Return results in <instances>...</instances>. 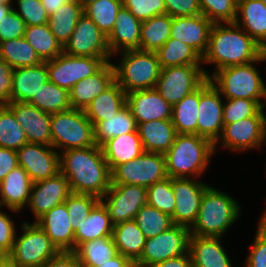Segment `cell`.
Returning <instances> with one entry per match:
<instances>
[{"label": "cell", "instance_id": "37", "mask_svg": "<svg viewBox=\"0 0 266 267\" xmlns=\"http://www.w3.org/2000/svg\"><path fill=\"white\" fill-rule=\"evenodd\" d=\"M74 252L83 267L104 265L107 260L119 254L112 236L83 242Z\"/></svg>", "mask_w": 266, "mask_h": 267}, {"label": "cell", "instance_id": "64", "mask_svg": "<svg viewBox=\"0 0 266 267\" xmlns=\"http://www.w3.org/2000/svg\"><path fill=\"white\" fill-rule=\"evenodd\" d=\"M13 8V5L0 4V20L7 16Z\"/></svg>", "mask_w": 266, "mask_h": 267}, {"label": "cell", "instance_id": "10", "mask_svg": "<svg viewBox=\"0 0 266 267\" xmlns=\"http://www.w3.org/2000/svg\"><path fill=\"white\" fill-rule=\"evenodd\" d=\"M167 177L164 154L144 151L134 160L117 165L111 171V184L149 187Z\"/></svg>", "mask_w": 266, "mask_h": 267}, {"label": "cell", "instance_id": "12", "mask_svg": "<svg viewBox=\"0 0 266 267\" xmlns=\"http://www.w3.org/2000/svg\"><path fill=\"white\" fill-rule=\"evenodd\" d=\"M218 142L222 148L233 152L262 148L266 142V115H254L224 124L222 134L214 144L215 153Z\"/></svg>", "mask_w": 266, "mask_h": 267}, {"label": "cell", "instance_id": "40", "mask_svg": "<svg viewBox=\"0 0 266 267\" xmlns=\"http://www.w3.org/2000/svg\"><path fill=\"white\" fill-rule=\"evenodd\" d=\"M83 12L107 37L114 28L122 0H82Z\"/></svg>", "mask_w": 266, "mask_h": 267}, {"label": "cell", "instance_id": "28", "mask_svg": "<svg viewBox=\"0 0 266 267\" xmlns=\"http://www.w3.org/2000/svg\"><path fill=\"white\" fill-rule=\"evenodd\" d=\"M48 80L47 61L32 67L14 69L10 102L28 103Z\"/></svg>", "mask_w": 266, "mask_h": 267}, {"label": "cell", "instance_id": "20", "mask_svg": "<svg viewBox=\"0 0 266 267\" xmlns=\"http://www.w3.org/2000/svg\"><path fill=\"white\" fill-rule=\"evenodd\" d=\"M7 106L24 129L28 143L52 146L51 114L27 102H10Z\"/></svg>", "mask_w": 266, "mask_h": 267}, {"label": "cell", "instance_id": "49", "mask_svg": "<svg viewBox=\"0 0 266 267\" xmlns=\"http://www.w3.org/2000/svg\"><path fill=\"white\" fill-rule=\"evenodd\" d=\"M223 104V123L231 124L254 115H265L264 108L254 100L226 99Z\"/></svg>", "mask_w": 266, "mask_h": 267}, {"label": "cell", "instance_id": "60", "mask_svg": "<svg viewBox=\"0 0 266 267\" xmlns=\"http://www.w3.org/2000/svg\"><path fill=\"white\" fill-rule=\"evenodd\" d=\"M150 267H193L189 252L185 255L170 258L160 263L153 264Z\"/></svg>", "mask_w": 266, "mask_h": 267}, {"label": "cell", "instance_id": "56", "mask_svg": "<svg viewBox=\"0 0 266 267\" xmlns=\"http://www.w3.org/2000/svg\"><path fill=\"white\" fill-rule=\"evenodd\" d=\"M166 14L170 17H185L202 14L198 0H164Z\"/></svg>", "mask_w": 266, "mask_h": 267}, {"label": "cell", "instance_id": "4", "mask_svg": "<svg viewBox=\"0 0 266 267\" xmlns=\"http://www.w3.org/2000/svg\"><path fill=\"white\" fill-rule=\"evenodd\" d=\"M241 211L237 200L209 185L202 196L198 216L190 228V234L223 237L239 219Z\"/></svg>", "mask_w": 266, "mask_h": 267}, {"label": "cell", "instance_id": "51", "mask_svg": "<svg viewBox=\"0 0 266 267\" xmlns=\"http://www.w3.org/2000/svg\"><path fill=\"white\" fill-rule=\"evenodd\" d=\"M122 4L141 22L166 14L164 0H122Z\"/></svg>", "mask_w": 266, "mask_h": 267}, {"label": "cell", "instance_id": "61", "mask_svg": "<svg viewBox=\"0 0 266 267\" xmlns=\"http://www.w3.org/2000/svg\"><path fill=\"white\" fill-rule=\"evenodd\" d=\"M97 267H135V265L127 257L123 256L122 254H118L115 257L107 260L104 265H100Z\"/></svg>", "mask_w": 266, "mask_h": 267}, {"label": "cell", "instance_id": "11", "mask_svg": "<svg viewBox=\"0 0 266 267\" xmlns=\"http://www.w3.org/2000/svg\"><path fill=\"white\" fill-rule=\"evenodd\" d=\"M190 228L173 224L159 235L146 239L141 257L135 267H150L170 258L188 253Z\"/></svg>", "mask_w": 266, "mask_h": 267}, {"label": "cell", "instance_id": "23", "mask_svg": "<svg viewBox=\"0 0 266 267\" xmlns=\"http://www.w3.org/2000/svg\"><path fill=\"white\" fill-rule=\"evenodd\" d=\"M115 81L112 61L106 62L96 73L76 83L69 90L71 107L77 110L85 108Z\"/></svg>", "mask_w": 266, "mask_h": 267}, {"label": "cell", "instance_id": "14", "mask_svg": "<svg viewBox=\"0 0 266 267\" xmlns=\"http://www.w3.org/2000/svg\"><path fill=\"white\" fill-rule=\"evenodd\" d=\"M100 201L107 208L113 225L134 220L147 204V187L135 184H111Z\"/></svg>", "mask_w": 266, "mask_h": 267}, {"label": "cell", "instance_id": "25", "mask_svg": "<svg viewBox=\"0 0 266 267\" xmlns=\"http://www.w3.org/2000/svg\"><path fill=\"white\" fill-rule=\"evenodd\" d=\"M142 22L128 9L122 7L116 17L114 28L107 36V44L113 57L129 50H140Z\"/></svg>", "mask_w": 266, "mask_h": 267}, {"label": "cell", "instance_id": "54", "mask_svg": "<svg viewBox=\"0 0 266 267\" xmlns=\"http://www.w3.org/2000/svg\"><path fill=\"white\" fill-rule=\"evenodd\" d=\"M16 226L13 218L1 211L0 207V255H9L16 236Z\"/></svg>", "mask_w": 266, "mask_h": 267}, {"label": "cell", "instance_id": "5", "mask_svg": "<svg viewBox=\"0 0 266 267\" xmlns=\"http://www.w3.org/2000/svg\"><path fill=\"white\" fill-rule=\"evenodd\" d=\"M255 63L234 65L222 68L209 75L208 80L221 93L224 99L244 98L257 101L266 107V83L257 70Z\"/></svg>", "mask_w": 266, "mask_h": 267}, {"label": "cell", "instance_id": "63", "mask_svg": "<svg viewBox=\"0 0 266 267\" xmlns=\"http://www.w3.org/2000/svg\"><path fill=\"white\" fill-rule=\"evenodd\" d=\"M0 267H19L9 255H0Z\"/></svg>", "mask_w": 266, "mask_h": 267}, {"label": "cell", "instance_id": "36", "mask_svg": "<svg viewBox=\"0 0 266 267\" xmlns=\"http://www.w3.org/2000/svg\"><path fill=\"white\" fill-rule=\"evenodd\" d=\"M137 127L136 119L132 115L129 107L125 105L117 114L107 120L100 121L94 126L95 143L101 147L106 141L112 138L137 131Z\"/></svg>", "mask_w": 266, "mask_h": 267}, {"label": "cell", "instance_id": "68", "mask_svg": "<svg viewBox=\"0 0 266 267\" xmlns=\"http://www.w3.org/2000/svg\"><path fill=\"white\" fill-rule=\"evenodd\" d=\"M266 235V226H257Z\"/></svg>", "mask_w": 266, "mask_h": 267}, {"label": "cell", "instance_id": "43", "mask_svg": "<svg viewBox=\"0 0 266 267\" xmlns=\"http://www.w3.org/2000/svg\"><path fill=\"white\" fill-rule=\"evenodd\" d=\"M156 54L162 68L202 64V57L194 49L173 38H169Z\"/></svg>", "mask_w": 266, "mask_h": 267}, {"label": "cell", "instance_id": "41", "mask_svg": "<svg viewBox=\"0 0 266 267\" xmlns=\"http://www.w3.org/2000/svg\"><path fill=\"white\" fill-rule=\"evenodd\" d=\"M24 38L43 62L52 60L63 52V47L52 34L48 24L26 26Z\"/></svg>", "mask_w": 266, "mask_h": 267}, {"label": "cell", "instance_id": "21", "mask_svg": "<svg viewBox=\"0 0 266 267\" xmlns=\"http://www.w3.org/2000/svg\"><path fill=\"white\" fill-rule=\"evenodd\" d=\"M126 105L136 119L137 124L171 119L172 116V106L155 88L127 93Z\"/></svg>", "mask_w": 266, "mask_h": 267}, {"label": "cell", "instance_id": "29", "mask_svg": "<svg viewBox=\"0 0 266 267\" xmlns=\"http://www.w3.org/2000/svg\"><path fill=\"white\" fill-rule=\"evenodd\" d=\"M113 226L107 208L99 201L86 218L73 226L74 250L83 242L112 236Z\"/></svg>", "mask_w": 266, "mask_h": 267}, {"label": "cell", "instance_id": "39", "mask_svg": "<svg viewBox=\"0 0 266 267\" xmlns=\"http://www.w3.org/2000/svg\"><path fill=\"white\" fill-rule=\"evenodd\" d=\"M200 87L172 106L171 121L177 134L197 135Z\"/></svg>", "mask_w": 266, "mask_h": 267}, {"label": "cell", "instance_id": "34", "mask_svg": "<svg viewBox=\"0 0 266 267\" xmlns=\"http://www.w3.org/2000/svg\"><path fill=\"white\" fill-rule=\"evenodd\" d=\"M84 14L82 0H70L48 16V26L62 47L68 42L79 18Z\"/></svg>", "mask_w": 266, "mask_h": 267}, {"label": "cell", "instance_id": "69", "mask_svg": "<svg viewBox=\"0 0 266 267\" xmlns=\"http://www.w3.org/2000/svg\"><path fill=\"white\" fill-rule=\"evenodd\" d=\"M261 1L266 6V0H261Z\"/></svg>", "mask_w": 266, "mask_h": 267}, {"label": "cell", "instance_id": "50", "mask_svg": "<svg viewBox=\"0 0 266 267\" xmlns=\"http://www.w3.org/2000/svg\"><path fill=\"white\" fill-rule=\"evenodd\" d=\"M100 201L94 195L71 193L65 200L69 213V222L73 228L76 223H80L86 218L93 207Z\"/></svg>", "mask_w": 266, "mask_h": 267}, {"label": "cell", "instance_id": "32", "mask_svg": "<svg viewBox=\"0 0 266 267\" xmlns=\"http://www.w3.org/2000/svg\"><path fill=\"white\" fill-rule=\"evenodd\" d=\"M101 149L111 171L117 165L134 160L144 152L138 131L112 138Z\"/></svg>", "mask_w": 266, "mask_h": 267}, {"label": "cell", "instance_id": "27", "mask_svg": "<svg viewBox=\"0 0 266 267\" xmlns=\"http://www.w3.org/2000/svg\"><path fill=\"white\" fill-rule=\"evenodd\" d=\"M32 181L27 172L17 166L10 171L0 182V207L9 209V211L21 212L29 200Z\"/></svg>", "mask_w": 266, "mask_h": 267}, {"label": "cell", "instance_id": "17", "mask_svg": "<svg viewBox=\"0 0 266 267\" xmlns=\"http://www.w3.org/2000/svg\"><path fill=\"white\" fill-rule=\"evenodd\" d=\"M221 93L207 79L200 86L197 135L217 142L223 131V104Z\"/></svg>", "mask_w": 266, "mask_h": 267}, {"label": "cell", "instance_id": "8", "mask_svg": "<svg viewBox=\"0 0 266 267\" xmlns=\"http://www.w3.org/2000/svg\"><path fill=\"white\" fill-rule=\"evenodd\" d=\"M20 236H15L9 256L19 267H43L59 250L47 234L35 223L21 224Z\"/></svg>", "mask_w": 266, "mask_h": 267}, {"label": "cell", "instance_id": "30", "mask_svg": "<svg viewBox=\"0 0 266 267\" xmlns=\"http://www.w3.org/2000/svg\"><path fill=\"white\" fill-rule=\"evenodd\" d=\"M137 131L145 152L162 154L170 149L177 135L171 119L140 123Z\"/></svg>", "mask_w": 266, "mask_h": 267}, {"label": "cell", "instance_id": "42", "mask_svg": "<svg viewBox=\"0 0 266 267\" xmlns=\"http://www.w3.org/2000/svg\"><path fill=\"white\" fill-rule=\"evenodd\" d=\"M0 58L14 69L32 67L43 62L24 37L0 42Z\"/></svg>", "mask_w": 266, "mask_h": 267}, {"label": "cell", "instance_id": "53", "mask_svg": "<svg viewBox=\"0 0 266 267\" xmlns=\"http://www.w3.org/2000/svg\"><path fill=\"white\" fill-rule=\"evenodd\" d=\"M24 20L14 11L0 20V42L24 37Z\"/></svg>", "mask_w": 266, "mask_h": 267}, {"label": "cell", "instance_id": "35", "mask_svg": "<svg viewBox=\"0 0 266 267\" xmlns=\"http://www.w3.org/2000/svg\"><path fill=\"white\" fill-rule=\"evenodd\" d=\"M112 237L119 254L133 263L141 257L146 237L134 220L114 225Z\"/></svg>", "mask_w": 266, "mask_h": 267}, {"label": "cell", "instance_id": "33", "mask_svg": "<svg viewBox=\"0 0 266 267\" xmlns=\"http://www.w3.org/2000/svg\"><path fill=\"white\" fill-rule=\"evenodd\" d=\"M126 105V93L114 81L85 108L84 113L95 126L114 116Z\"/></svg>", "mask_w": 266, "mask_h": 267}, {"label": "cell", "instance_id": "58", "mask_svg": "<svg viewBox=\"0 0 266 267\" xmlns=\"http://www.w3.org/2000/svg\"><path fill=\"white\" fill-rule=\"evenodd\" d=\"M43 267H83L74 251H59Z\"/></svg>", "mask_w": 266, "mask_h": 267}, {"label": "cell", "instance_id": "9", "mask_svg": "<svg viewBox=\"0 0 266 267\" xmlns=\"http://www.w3.org/2000/svg\"><path fill=\"white\" fill-rule=\"evenodd\" d=\"M202 65H181L161 69L155 89L174 106L198 89L209 77Z\"/></svg>", "mask_w": 266, "mask_h": 267}, {"label": "cell", "instance_id": "16", "mask_svg": "<svg viewBox=\"0 0 266 267\" xmlns=\"http://www.w3.org/2000/svg\"><path fill=\"white\" fill-rule=\"evenodd\" d=\"M209 185L195 178H172L175 208L172 223L191 228L196 222L201 199Z\"/></svg>", "mask_w": 266, "mask_h": 267}, {"label": "cell", "instance_id": "7", "mask_svg": "<svg viewBox=\"0 0 266 267\" xmlns=\"http://www.w3.org/2000/svg\"><path fill=\"white\" fill-rule=\"evenodd\" d=\"M50 130L52 146L61 149L86 148L96 145L94 125L83 110H69L51 114Z\"/></svg>", "mask_w": 266, "mask_h": 267}, {"label": "cell", "instance_id": "67", "mask_svg": "<svg viewBox=\"0 0 266 267\" xmlns=\"http://www.w3.org/2000/svg\"><path fill=\"white\" fill-rule=\"evenodd\" d=\"M13 0H0V4H5V5H12Z\"/></svg>", "mask_w": 266, "mask_h": 267}, {"label": "cell", "instance_id": "46", "mask_svg": "<svg viewBox=\"0 0 266 267\" xmlns=\"http://www.w3.org/2000/svg\"><path fill=\"white\" fill-rule=\"evenodd\" d=\"M134 221L146 239L159 235L173 225L169 215L148 204L141 207Z\"/></svg>", "mask_w": 266, "mask_h": 267}, {"label": "cell", "instance_id": "45", "mask_svg": "<svg viewBox=\"0 0 266 267\" xmlns=\"http://www.w3.org/2000/svg\"><path fill=\"white\" fill-rule=\"evenodd\" d=\"M28 143L24 129L8 106H0V147L17 151Z\"/></svg>", "mask_w": 266, "mask_h": 267}, {"label": "cell", "instance_id": "31", "mask_svg": "<svg viewBox=\"0 0 266 267\" xmlns=\"http://www.w3.org/2000/svg\"><path fill=\"white\" fill-rule=\"evenodd\" d=\"M235 23L259 45H266V6L261 0L238 2Z\"/></svg>", "mask_w": 266, "mask_h": 267}, {"label": "cell", "instance_id": "47", "mask_svg": "<svg viewBox=\"0 0 266 267\" xmlns=\"http://www.w3.org/2000/svg\"><path fill=\"white\" fill-rule=\"evenodd\" d=\"M202 15L214 23H235L238 2L236 0H198Z\"/></svg>", "mask_w": 266, "mask_h": 267}, {"label": "cell", "instance_id": "6", "mask_svg": "<svg viewBox=\"0 0 266 267\" xmlns=\"http://www.w3.org/2000/svg\"><path fill=\"white\" fill-rule=\"evenodd\" d=\"M120 53V63H113V67L115 81L123 91L127 94L154 89L162 69L156 52L129 50Z\"/></svg>", "mask_w": 266, "mask_h": 267}, {"label": "cell", "instance_id": "18", "mask_svg": "<svg viewBox=\"0 0 266 267\" xmlns=\"http://www.w3.org/2000/svg\"><path fill=\"white\" fill-rule=\"evenodd\" d=\"M53 146L26 143L17 150L18 165L32 183L56 176L60 172V155Z\"/></svg>", "mask_w": 266, "mask_h": 267}, {"label": "cell", "instance_id": "2", "mask_svg": "<svg viewBox=\"0 0 266 267\" xmlns=\"http://www.w3.org/2000/svg\"><path fill=\"white\" fill-rule=\"evenodd\" d=\"M259 50L260 46L236 23H214L202 64H215L214 71L248 64L258 60Z\"/></svg>", "mask_w": 266, "mask_h": 267}, {"label": "cell", "instance_id": "19", "mask_svg": "<svg viewBox=\"0 0 266 267\" xmlns=\"http://www.w3.org/2000/svg\"><path fill=\"white\" fill-rule=\"evenodd\" d=\"M67 178L59 172L56 176L32 183L28 206L36 221L53 207L65 202L71 194Z\"/></svg>", "mask_w": 266, "mask_h": 267}, {"label": "cell", "instance_id": "52", "mask_svg": "<svg viewBox=\"0 0 266 267\" xmlns=\"http://www.w3.org/2000/svg\"><path fill=\"white\" fill-rule=\"evenodd\" d=\"M14 11L24 20L26 26L48 24V15L41 0H17Z\"/></svg>", "mask_w": 266, "mask_h": 267}, {"label": "cell", "instance_id": "22", "mask_svg": "<svg viewBox=\"0 0 266 267\" xmlns=\"http://www.w3.org/2000/svg\"><path fill=\"white\" fill-rule=\"evenodd\" d=\"M212 25L213 23L202 14L174 17L170 38L189 45L202 57L207 50Z\"/></svg>", "mask_w": 266, "mask_h": 267}, {"label": "cell", "instance_id": "44", "mask_svg": "<svg viewBox=\"0 0 266 267\" xmlns=\"http://www.w3.org/2000/svg\"><path fill=\"white\" fill-rule=\"evenodd\" d=\"M28 103L49 114L63 112L72 108L69 91L49 80L41 85L36 96H33Z\"/></svg>", "mask_w": 266, "mask_h": 267}, {"label": "cell", "instance_id": "57", "mask_svg": "<svg viewBox=\"0 0 266 267\" xmlns=\"http://www.w3.org/2000/svg\"><path fill=\"white\" fill-rule=\"evenodd\" d=\"M14 68L0 58V106L10 103Z\"/></svg>", "mask_w": 266, "mask_h": 267}, {"label": "cell", "instance_id": "3", "mask_svg": "<svg viewBox=\"0 0 266 267\" xmlns=\"http://www.w3.org/2000/svg\"><path fill=\"white\" fill-rule=\"evenodd\" d=\"M213 154L214 144L210 140L199 135L177 134L173 145L164 154L167 176L195 179L199 177L200 180Z\"/></svg>", "mask_w": 266, "mask_h": 267}, {"label": "cell", "instance_id": "15", "mask_svg": "<svg viewBox=\"0 0 266 267\" xmlns=\"http://www.w3.org/2000/svg\"><path fill=\"white\" fill-rule=\"evenodd\" d=\"M63 52L72 56L103 58L106 62L112 58L107 37L85 14L79 18L70 39L63 47Z\"/></svg>", "mask_w": 266, "mask_h": 267}, {"label": "cell", "instance_id": "66", "mask_svg": "<svg viewBox=\"0 0 266 267\" xmlns=\"http://www.w3.org/2000/svg\"><path fill=\"white\" fill-rule=\"evenodd\" d=\"M263 212L264 213L260 216V221L257 226H266V210Z\"/></svg>", "mask_w": 266, "mask_h": 267}, {"label": "cell", "instance_id": "55", "mask_svg": "<svg viewBox=\"0 0 266 267\" xmlns=\"http://www.w3.org/2000/svg\"><path fill=\"white\" fill-rule=\"evenodd\" d=\"M255 234L244 266L266 267V235L258 227Z\"/></svg>", "mask_w": 266, "mask_h": 267}, {"label": "cell", "instance_id": "65", "mask_svg": "<svg viewBox=\"0 0 266 267\" xmlns=\"http://www.w3.org/2000/svg\"><path fill=\"white\" fill-rule=\"evenodd\" d=\"M260 62L266 61V45L260 46L259 58Z\"/></svg>", "mask_w": 266, "mask_h": 267}, {"label": "cell", "instance_id": "48", "mask_svg": "<svg viewBox=\"0 0 266 267\" xmlns=\"http://www.w3.org/2000/svg\"><path fill=\"white\" fill-rule=\"evenodd\" d=\"M147 204L166 213L170 217L175 208V197L172 190V178L156 182L147 187Z\"/></svg>", "mask_w": 266, "mask_h": 267}, {"label": "cell", "instance_id": "1", "mask_svg": "<svg viewBox=\"0 0 266 267\" xmlns=\"http://www.w3.org/2000/svg\"><path fill=\"white\" fill-rule=\"evenodd\" d=\"M60 172L72 193L101 199L111 186V170L98 145L59 152Z\"/></svg>", "mask_w": 266, "mask_h": 267}, {"label": "cell", "instance_id": "38", "mask_svg": "<svg viewBox=\"0 0 266 267\" xmlns=\"http://www.w3.org/2000/svg\"><path fill=\"white\" fill-rule=\"evenodd\" d=\"M172 17L158 15L142 21L140 32V50L157 52L170 38Z\"/></svg>", "mask_w": 266, "mask_h": 267}, {"label": "cell", "instance_id": "24", "mask_svg": "<svg viewBox=\"0 0 266 267\" xmlns=\"http://www.w3.org/2000/svg\"><path fill=\"white\" fill-rule=\"evenodd\" d=\"M65 203L53 207L34 221L59 251H74V231Z\"/></svg>", "mask_w": 266, "mask_h": 267}, {"label": "cell", "instance_id": "26", "mask_svg": "<svg viewBox=\"0 0 266 267\" xmlns=\"http://www.w3.org/2000/svg\"><path fill=\"white\" fill-rule=\"evenodd\" d=\"M222 237L190 235L188 252L193 267H232Z\"/></svg>", "mask_w": 266, "mask_h": 267}, {"label": "cell", "instance_id": "13", "mask_svg": "<svg viewBox=\"0 0 266 267\" xmlns=\"http://www.w3.org/2000/svg\"><path fill=\"white\" fill-rule=\"evenodd\" d=\"M106 61L103 58L72 56L62 52L47 61L49 81L70 90L76 83L96 73Z\"/></svg>", "mask_w": 266, "mask_h": 267}, {"label": "cell", "instance_id": "59", "mask_svg": "<svg viewBox=\"0 0 266 267\" xmlns=\"http://www.w3.org/2000/svg\"><path fill=\"white\" fill-rule=\"evenodd\" d=\"M17 166V151L0 147V182Z\"/></svg>", "mask_w": 266, "mask_h": 267}, {"label": "cell", "instance_id": "62", "mask_svg": "<svg viewBox=\"0 0 266 267\" xmlns=\"http://www.w3.org/2000/svg\"><path fill=\"white\" fill-rule=\"evenodd\" d=\"M70 0H41L48 16L52 15L62 4Z\"/></svg>", "mask_w": 266, "mask_h": 267}]
</instances>
